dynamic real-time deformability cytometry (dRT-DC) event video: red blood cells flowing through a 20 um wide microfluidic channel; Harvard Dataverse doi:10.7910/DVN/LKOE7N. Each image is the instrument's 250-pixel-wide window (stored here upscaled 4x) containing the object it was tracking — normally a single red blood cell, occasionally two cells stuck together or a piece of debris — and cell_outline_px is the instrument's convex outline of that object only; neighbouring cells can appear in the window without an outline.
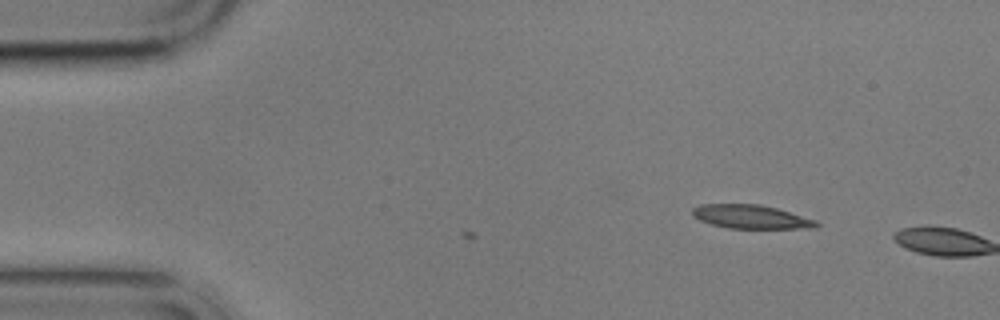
{"species": "common noctule bat (a hibernating species)", "species_latin": "Nyctalus noctula", "temperature_condition": "cold", "stored_images_in_passage": 2, "camera_frame_rate_fps": 3000, "um_per_image_px": 0.085, "animal": {"sex": "male", "body_mass_g": 17.9}, "frame": {"image": 1, "passage_image": 1, "time_ms": 0.0, "image_size_px": [1000, 320], "cell_outline_px": [[820, 224], [816, 228], [728, 228], [712, 224], [700, 220], [692, 216], [692, 208], [700, 204], [760, 204], [776, 208], [816, 220]], "centroid_in_image_um": [63.82, 18.42], "position_along_channel_um": 21.2, "area_um2": 17.05}}